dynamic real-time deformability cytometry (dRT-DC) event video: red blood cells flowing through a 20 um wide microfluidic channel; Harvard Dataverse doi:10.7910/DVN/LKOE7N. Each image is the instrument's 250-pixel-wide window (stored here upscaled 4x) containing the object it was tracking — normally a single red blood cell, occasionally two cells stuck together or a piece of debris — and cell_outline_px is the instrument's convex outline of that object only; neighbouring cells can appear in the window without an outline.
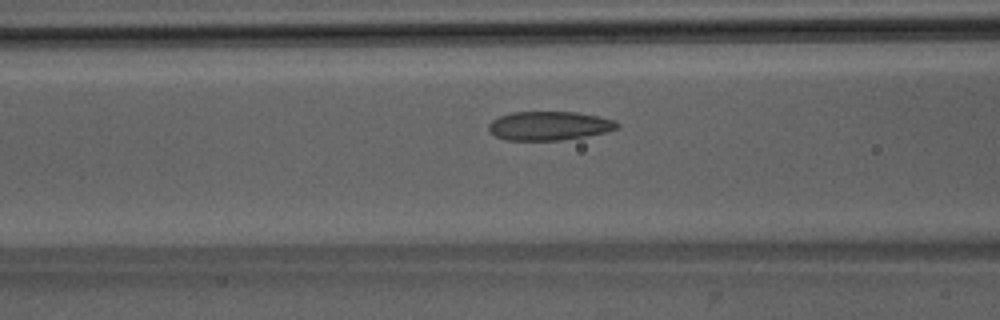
{"species": "Egyptian fruit bat (a non-hibernating species)", "species_latin": "Rousettus aegyptiacus", "temperature_condition": "room temperature", "stored_images_in_passage": 39, "camera_frame_rate_fps": 3000, "um_per_image_px": 0.085, "animal": {"sex": "male"}, "frame": {"image": 1, "passage_image": 8, "time_ms": 2.333, "image_size_px": [1000, 320], "cell_outline_px": [[620, 128], [604, 132], [584, 136], [560, 140], [504, 140], [496, 136], [488, 128], [488, 124], [492, 120], [500, 116], [512, 112], [576, 112], [616, 120], [620, 124]], "centroid_in_image_um": [46.68, 10.69], "position_along_channel_um": 119.9, "area_um2": 21.5}}
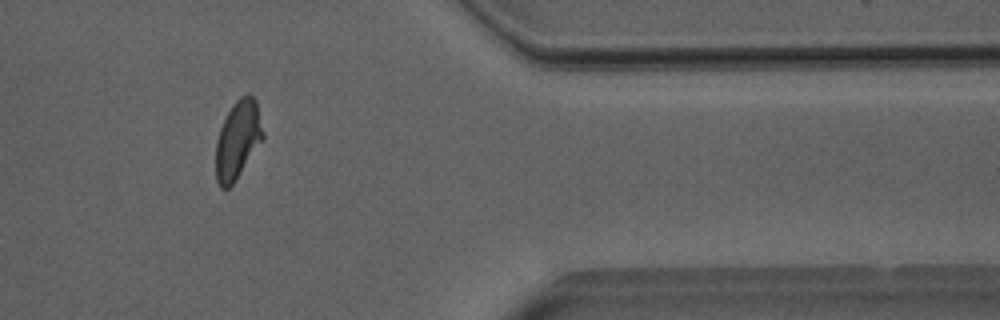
{"frame": {"image": 2, "passage_image": 30, "time_ms": 9.667, "image_size_px": [1000, 320], "cell_outline_px": [[264, 140], [236, 180], [228, 188], [220, 188], [216, 180], [216, 140], [220, 128], [228, 112], [236, 100], [240, 96], [248, 92], [256, 100], [264, 132]], "centroid_in_image_um": [20.23, 11.88], "position_along_channel_um": 391.2, "area_um2": 21.73}}
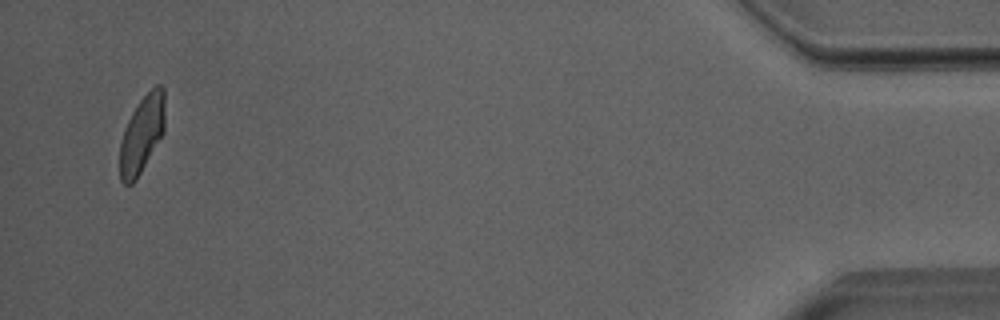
{"frame": {"image": 3, "passage_image": 37, "time_ms": 12.0, "image_size_px": [1000, 320], "cell_outline_px": [[164, 132], [136, 180], [132, 184], [124, 184], [120, 180], [120, 140], [124, 128], [132, 112], [140, 100], [156, 84], [160, 84], [164, 88]], "centroid_in_image_um": [12.05, 11.41], "position_along_channel_um": 423.1, "area_um2": 20.23}, "authors_computed_cell_mechanics": {"area_um2": 21.5016, "velocity_mm_per_s": 3.9877, "shape_relaxation_time_tau1_ms": 5.8771, "shape_relaxation_time_tau2_ms": 1.2221, "deformation_change_tau1": 0.1591, "deformation_change_tau2": 0.0679}}